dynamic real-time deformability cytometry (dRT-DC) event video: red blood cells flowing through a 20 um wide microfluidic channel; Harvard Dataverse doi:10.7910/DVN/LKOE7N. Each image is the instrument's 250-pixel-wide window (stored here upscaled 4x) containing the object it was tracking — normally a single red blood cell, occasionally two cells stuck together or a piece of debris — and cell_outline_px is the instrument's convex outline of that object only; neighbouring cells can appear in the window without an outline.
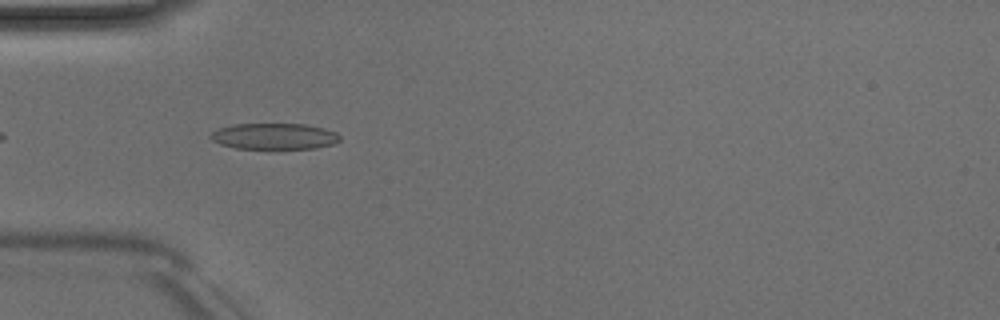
{"species": "Egyptian fruit bat (a non-hibernating species)", "species_latin": "Rousettus aegyptiacus", "temperature_condition": "room temperature", "stored_images_in_passage": 6, "camera_frame_rate_fps": 3000, "um_per_image_px": 0.085, "animal": {"sex": "male"}, "frame": {"image": 1, "passage_image": 5, "time_ms": 4.667, "image_size_px": [1000, 320], "cell_outline_px": [[340, 140], [332, 144], [316, 148], [280, 152], [236, 148], [220, 144], [212, 140], [208, 136], [212, 132], [220, 128], [232, 124], [304, 124], [324, 128], [336, 132], [340, 136]], "centroid_in_image_um": [23.32, 11.64], "position_along_channel_um": 61.7, "area_um2": 20.69}}